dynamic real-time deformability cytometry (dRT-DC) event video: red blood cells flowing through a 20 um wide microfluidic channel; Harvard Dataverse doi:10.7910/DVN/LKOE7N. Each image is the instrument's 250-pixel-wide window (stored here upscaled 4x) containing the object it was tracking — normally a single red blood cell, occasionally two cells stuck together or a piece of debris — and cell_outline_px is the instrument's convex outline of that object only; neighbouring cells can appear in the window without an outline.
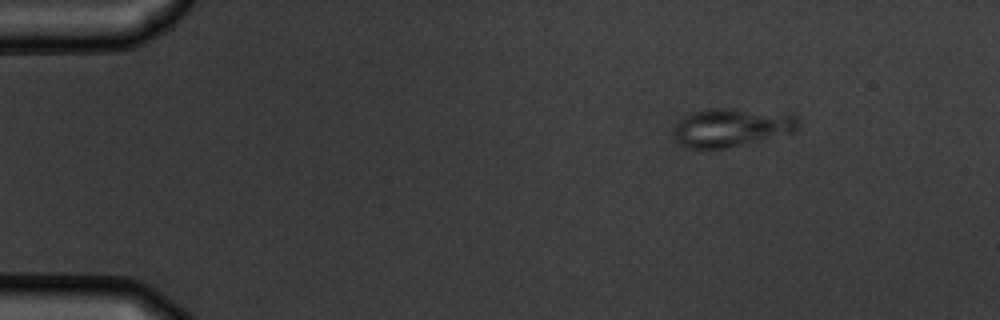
{"species": "common noctule bat (a hibernating species)", "species_latin": "Nyctalus noctula", "temperature_condition": "warm", "stored_images_in_passage": 5, "camera_frame_rate_fps": 3000, "um_per_image_px": 0.085, "animal": {"sex": "male", "body_mass_g": 19.5, "forearm_length_mm": 54.6}, "frame": {"image": 1, "passage_image": 1, "time_ms": 0.0, "image_size_px": [1000, 320], "cell_outline_px": [[796, 128], [792, 132], [724, 148], [684, 148], [672, 136], [672, 128], [676, 120], [692, 112], [716, 108], [724, 108], [792, 112], [796, 116]], "centroid_in_image_um": [62.09, 10.81], "position_along_channel_um": 22.9, "area_um2": 27.98}}